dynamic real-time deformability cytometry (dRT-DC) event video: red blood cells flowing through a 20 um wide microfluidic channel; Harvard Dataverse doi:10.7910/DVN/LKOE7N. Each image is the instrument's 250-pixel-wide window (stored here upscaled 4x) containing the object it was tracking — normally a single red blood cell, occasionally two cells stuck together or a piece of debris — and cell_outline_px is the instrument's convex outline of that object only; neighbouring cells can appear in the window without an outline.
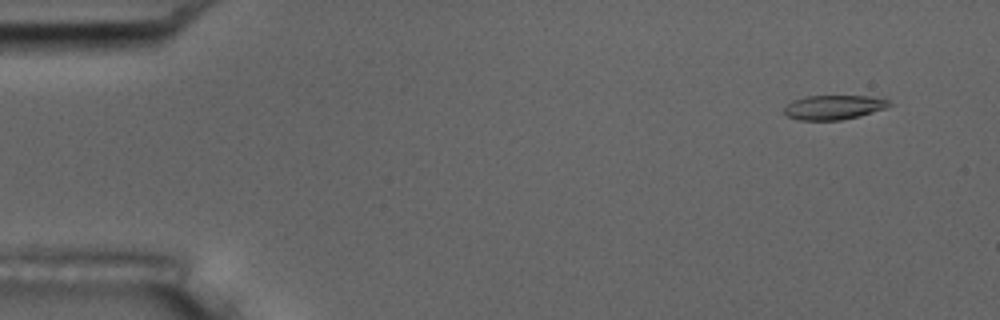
{"species": "common noctule bat (a hibernating species)", "species_latin": "Nyctalus noctula", "temperature_condition": "room temperature", "stored_images_in_passage": 5, "camera_frame_rate_fps": 3000, "um_per_image_px": 0.085, "animal": {"sex": "male", "body_mass_g": 17.5, "forearm_length_mm": 52.3}, "frame": {"image": 1, "passage_image": 1, "time_ms": 0.0, "image_size_px": [1000, 320], "cell_outline_px": [[892, 104], [888, 108], [840, 120], [800, 120], [788, 116], [784, 112], [784, 108], [792, 100], [808, 96], [868, 96], [888, 100]], "centroid_in_image_um": [70.86, 9.11], "position_along_channel_um": 14.1, "area_um2": 14.74}}